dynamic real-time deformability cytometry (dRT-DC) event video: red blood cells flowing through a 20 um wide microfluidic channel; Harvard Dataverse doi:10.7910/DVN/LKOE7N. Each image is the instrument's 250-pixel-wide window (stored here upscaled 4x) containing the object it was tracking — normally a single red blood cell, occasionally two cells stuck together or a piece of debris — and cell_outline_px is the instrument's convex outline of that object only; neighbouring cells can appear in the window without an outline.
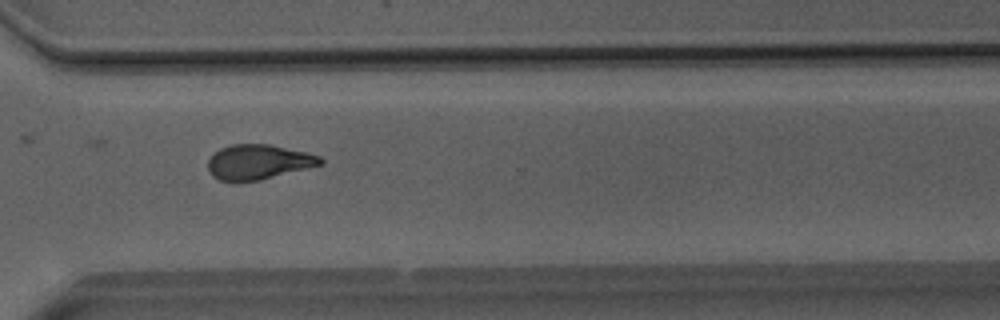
{"species": "Egyptian fruit bat (a non-hibernating species)", "species_latin": "Rousettus aegyptiacus", "temperature_condition": "room temperature", "stored_images_in_passage": 36, "camera_frame_rate_fps": 3000, "um_per_image_px": 0.085, "animal": {"sex": "male"}, "frame": {"image": 1, "passage_image": 22, "time_ms": 7.0, "image_size_px": [1000, 320], "cell_outline_px": [[324, 164], [260, 180], [220, 180], [212, 176], [208, 172], [208, 160], [220, 148], [232, 144], [268, 144], [304, 152], [320, 156], [324, 160]], "centroid_in_image_um": [21.97, 13.76], "position_along_channel_um": 348.6, "area_um2": 22.54}}
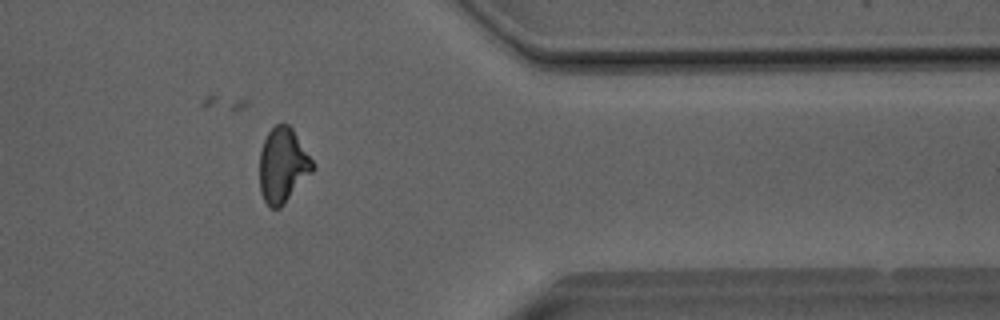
{"frame": {"image": 2, "passage_image": 26, "time_ms": 8.333, "image_size_px": [1000, 320], "cell_outline_px": [[312, 172], [284, 204], [280, 208], [272, 208], [264, 200], [260, 192], [260, 152], [264, 140], [268, 132], [276, 124], [288, 124], [292, 128], [312, 160]], "centroid_in_image_um": [24.01, 14.05], "position_along_channel_um": 387.4, "area_um2": 22.72}}
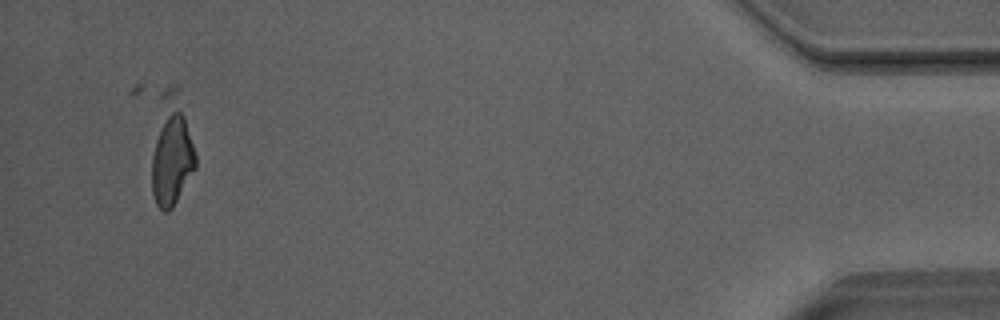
{"frame": {"image": 3, "passage_image": 33, "time_ms": 10.667, "image_size_px": [1000, 320], "cell_outline_px": [[196, 168], [172, 208], [168, 212], [164, 212], [156, 204], [152, 196], [152, 156], [156, 140], [168, 116], [172, 112], [180, 112], [184, 116], [196, 156]], "centroid_in_image_um": [14.63, 13.74], "position_along_channel_um": 420.6, "area_um2": 22.37}, "authors_computed_cell_mechanics": {"area_um2": 23.0333, "velocity_mm_per_s": 4.0689, "shape_relaxation_time_tau1_ms": 5.7947, "shape_relaxation_time_tau2_ms": 2.0392, "deformation_change_tau1": 0.1809, "deformation_change_tau2": 0.0866}}